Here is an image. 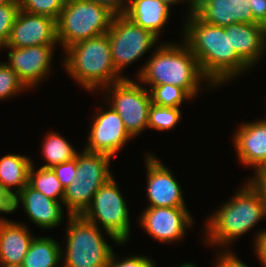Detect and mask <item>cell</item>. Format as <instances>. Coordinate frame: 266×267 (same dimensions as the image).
<instances>
[{
  "mask_svg": "<svg viewBox=\"0 0 266 267\" xmlns=\"http://www.w3.org/2000/svg\"><path fill=\"white\" fill-rule=\"evenodd\" d=\"M186 21L183 41L197 58L202 73L210 81L209 85L223 84L250 68L232 47L225 27L208 24L194 12Z\"/></svg>",
  "mask_w": 266,
  "mask_h": 267,
  "instance_id": "6da1fadb",
  "label": "cell"
},
{
  "mask_svg": "<svg viewBox=\"0 0 266 267\" xmlns=\"http://www.w3.org/2000/svg\"><path fill=\"white\" fill-rule=\"evenodd\" d=\"M142 84H171L183 88L192 98L200 90L201 81L209 79L202 73L197 58L188 46L161 44L138 74Z\"/></svg>",
  "mask_w": 266,
  "mask_h": 267,
  "instance_id": "7a4b0ae2",
  "label": "cell"
},
{
  "mask_svg": "<svg viewBox=\"0 0 266 267\" xmlns=\"http://www.w3.org/2000/svg\"><path fill=\"white\" fill-rule=\"evenodd\" d=\"M206 224L208 244L224 245L248 232L266 216L260 193L247 181L230 201L221 205Z\"/></svg>",
  "mask_w": 266,
  "mask_h": 267,
  "instance_id": "3957f363",
  "label": "cell"
},
{
  "mask_svg": "<svg viewBox=\"0 0 266 267\" xmlns=\"http://www.w3.org/2000/svg\"><path fill=\"white\" fill-rule=\"evenodd\" d=\"M65 51V71L87 90L95 91L100 87L104 89L125 79L113 64L107 33L77 42Z\"/></svg>",
  "mask_w": 266,
  "mask_h": 267,
  "instance_id": "277c9868",
  "label": "cell"
},
{
  "mask_svg": "<svg viewBox=\"0 0 266 267\" xmlns=\"http://www.w3.org/2000/svg\"><path fill=\"white\" fill-rule=\"evenodd\" d=\"M114 13L107 7L88 0H65L57 26V40L64 50L110 29Z\"/></svg>",
  "mask_w": 266,
  "mask_h": 267,
  "instance_id": "5b68a950",
  "label": "cell"
},
{
  "mask_svg": "<svg viewBox=\"0 0 266 267\" xmlns=\"http://www.w3.org/2000/svg\"><path fill=\"white\" fill-rule=\"evenodd\" d=\"M66 254L63 267H108L114 251L102 235L99 225L82 215H67Z\"/></svg>",
  "mask_w": 266,
  "mask_h": 267,
  "instance_id": "8992f818",
  "label": "cell"
},
{
  "mask_svg": "<svg viewBox=\"0 0 266 267\" xmlns=\"http://www.w3.org/2000/svg\"><path fill=\"white\" fill-rule=\"evenodd\" d=\"M111 158L108 154L85 149L77 153L76 176L65 188L63 197L68 215H82L100 187L113 177L109 171Z\"/></svg>",
  "mask_w": 266,
  "mask_h": 267,
  "instance_id": "52a82bcc",
  "label": "cell"
},
{
  "mask_svg": "<svg viewBox=\"0 0 266 267\" xmlns=\"http://www.w3.org/2000/svg\"><path fill=\"white\" fill-rule=\"evenodd\" d=\"M82 216L97 226L101 224L117 244L130 238L129 210L113 177L96 192Z\"/></svg>",
  "mask_w": 266,
  "mask_h": 267,
  "instance_id": "ba28073f",
  "label": "cell"
},
{
  "mask_svg": "<svg viewBox=\"0 0 266 267\" xmlns=\"http://www.w3.org/2000/svg\"><path fill=\"white\" fill-rule=\"evenodd\" d=\"M109 104L122 119L128 133L135 137L148 128L151 94L136 81L125 78L105 87ZM111 99V100H110Z\"/></svg>",
  "mask_w": 266,
  "mask_h": 267,
  "instance_id": "9c48e42d",
  "label": "cell"
},
{
  "mask_svg": "<svg viewBox=\"0 0 266 267\" xmlns=\"http://www.w3.org/2000/svg\"><path fill=\"white\" fill-rule=\"evenodd\" d=\"M112 61L118 73L141 58L159 39L151 31L135 24L124 14L114 15L107 31Z\"/></svg>",
  "mask_w": 266,
  "mask_h": 267,
  "instance_id": "30bf717a",
  "label": "cell"
},
{
  "mask_svg": "<svg viewBox=\"0 0 266 267\" xmlns=\"http://www.w3.org/2000/svg\"><path fill=\"white\" fill-rule=\"evenodd\" d=\"M186 207H147L140 225L149 235L163 243L175 242L193 225V217Z\"/></svg>",
  "mask_w": 266,
  "mask_h": 267,
  "instance_id": "8fae6325",
  "label": "cell"
},
{
  "mask_svg": "<svg viewBox=\"0 0 266 267\" xmlns=\"http://www.w3.org/2000/svg\"><path fill=\"white\" fill-rule=\"evenodd\" d=\"M97 112L88 136V144L84 149L113 156L133 137L111 106L106 111L101 108Z\"/></svg>",
  "mask_w": 266,
  "mask_h": 267,
  "instance_id": "7c38bea8",
  "label": "cell"
},
{
  "mask_svg": "<svg viewBox=\"0 0 266 267\" xmlns=\"http://www.w3.org/2000/svg\"><path fill=\"white\" fill-rule=\"evenodd\" d=\"M56 20L45 15L29 14L19 10L7 44L4 47L55 46Z\"/></svg>",
  "mask_w": 266,
  "mask_h": 267,
  "instance_id": "4fadbf2b",
  "label": "cell"
},
{
  "mask_svg": "<svg viewBox=\"0 0 266 267\" xmlns=\"http://www.w3.org/2000/svg\"><path fill=\"white\" fill-rule=\"evenodd\" d=\"M10 49L6 64L18 74L24 85L31 89L49 74L54 46H30Z\"/></svg>",
  "mask_w": 266,
  "mask_h": 267,
  "instance_id": "5bb4252c",
  "label": "cell"
},
{
  "mask_svg": "<svg viewBox=\"0 0 266 267\" xmlns=\"http://www.w3.org/2000/svg\"><path fill=\"white\" fill-rule=\"evenodd\" d=\"M148 207H186L180 184L172 172L151 154L147 156Z\"/></svg>",
  "mask_w": 266,
  "mask_h": 267,
  "instance_id": "9a60e30c",
  "label": "cell"
},
{
  "mask_svg": "<svg viewBox=\"0 0 266 267\" xmlns=\"http://www.w3.org/2000/svg\"><path fill=\"white\" fill-rule=\"evenodd\" d=\"M250 4L251 0H203L193 12L204 22L220 27L234 23L257 24Z\"/></svg>",
  "mask_w": 266,
  "mask_h": 267,
  "instance_id": "2e32d148",
  "label": "cell"
},
{
  "mask_svg": "<svg viewBox=\"0 0 266 267\" xmlns=\"http://www.w3.org/2000/svg\"><path fill=\"white\" fill-rule=\"evenodd\" d=\"M13 203L14 211L21 203L30 220L40 228L51 229L62 221L63 210L60 201L47 197L29 184L13 197Z\"/></svg>",
  "mask_w": 266,
  "mask_h": 267,
  "instance_id": "e0dca14e",
  "label": "cell"
},
{
  "mask_svg": "<svg viewBox=\"0 0 266 267\" xmlns=\"http://www.w3.org/2000/svg\"><path fill=\"white\" fill-rule=\"evenodd\" d=\"M233 142L242 164L253 166L255 171L266 167V119L242 124Z\"/></svg>",
  "mask_w": 266,
  "mask_h": 267,
  "instance_id": "ac0fdd59",
  "label": "cell"
},
{
  "mask_svg": "<svg viewBox=\"0 0 266 267\" xmlns=\"http://www.w3.org/2000/svg\"><path fill=\"white\" fill-rule=\"evenodd\" d=\"M236 53L252 67L266 50V27L260 24L234 23L225 27Z\"/></svg>",
  "mask_w": 266,
  "mask_h": 267,
  "instance_id": "d6986e66",
  "label": "cell"
},
{
  "mask_svg": "<svg viewBox=\"0 0 266 267\" xmlns=\"http://www.w3.org/2000/svg\"><path fill=\"white\" fill-rule=\"evenodd\" d=\"M34 237L24 224L0 219V264L21 265Z\"/></svg>",
  "mask_w": 266,
  "mask_h": 267,
  "instance_id": "ffe728a7",
  "label": "cell"
},
{
  "mask_svg": "<svg viewBox=\"0 0 266 267\" xmlns=\"http://www.w3.org/2000/svg\"><path fill=\"white\" fill-rule=\"evenodd\" d=\"M169 9L170 6L160 0H129L124 15L141 28L159 37L168 21Z\"/></svg>",
  "mask_w": 266,
  "mask_h": 267,
  "instance_id": "44dd1931",
  "label": "cell"
},
{
  "mask_svg": "<svg viewBox=\"0 0 266 267\" xmlns=\"http://www.w3.org/2000/svg\"><path fill=\"white\" fill-rule=\"evenodd\" d=\"M31 160L24 155L8 154L0 158V186L11 196L28 184ZM12 187H16L15 190Z\"/></svg>",
  "mask_w": 266,
  "mask_h": 267,
  "instance_id": "7402d4cb",
  "label": "cell"
},
{
  "mask_svg": "<svg viewBox=\"0 0 266 267\" xmlns=\"http://www.w3.org/2000/svg\"><path fill=\"white\" fill-rule=\"evenodd\" d=\"M59 243L48 237L34 238L23 259L22 267H56L63 250Z\"/></svg>",
  "mask_w": 266,
  "mask_h": 267,
  "instance_id": "603a6c76",
  "label": "cell"
},
{
  "mask_svg": "<svg viewBox=\"0 0 266 267\" xmlns=\"http://www.w3.org/2000/svg\"><path fill=\"white\" fill-rule=\"evenodd\" d=\"M44 139L41 149L47 161V164L42 166L44 168H52L54 165L71 160L78 153L65 138L56 132L47 133Z\"/></svg>",
  "mask_w": 266,
  "mask_h": 267,
  "instance_id": "cb8c5ba5",
  "label": "cell"
},
{
  "mask_svg": "<svg viewBox=\"0 0 266 267\" xmlns=\"http://www.w3.org/2000/svg\"><path fill=\"white\" fill-rule=\"evenodd\" d=\"M33 166L32 163L29 170L28 184L47 197L63 202L65 189L53 169L41 167L35 172Z\"/></svg>",
  "mask_w": 266,
  "mask_h": 267,
  "instance_id": "d4e9b609",
  "label": "cell"
},
{
  "mask_svg": "<svg viewBox=\"0 0 266 267\" xmlns=\"http://www.w3.org/2000/svg\"><path fill=\"white\" fill-rule=\"evenodd\" d=\"M150 91L152 103L160 106L180 108L184 99L192 98L183 88L171 84L152 86Z\"/></svg>",
  "mask_w": 266,
  "mask_h": 267,
  "instance_id": "484cf974",
  "label": "cell"
},
{
  "mask_svg": "<svg viewBox=\"0 0 266 267\" xmlns=\"http://www.w3.org/2000/svg\"><path fill=\"white\" fill-rule=\"evenodd\" d=\"M181 118L179 108L151 104L149 108L148 127L164 131L173 129Z\"/></svg>",
  "mask_w": 266,
  "mask_h": 267,
  "instance_id": "4316f807",
  "label": "cell"
},
{
  "mask_svg": "<svg viewBox=\"0 0 266 267\" xmlns=\"http://www.w3.org/2000/svg\"><path fill=\"white\" fill-rule=\"evenodd\" d=\"M20 10L35 15H45L58 20L65 0H18Z\"/></svg>",
  "mask_w": 266,
  "mask_h": 267,
  "instance_id": "83f0119b",
  "label": "cell"
},
{
  "mask_svg": "<svg viewBox=\"0 0 266 267\" xmlns=\"http://www.w3.org/2000/svg\"><path fill=\"white\" fill-rule=\"evenodd\" d=\"M27 87L6 63H0V100L23 91Z\"/></svg>",
  "mask_w": 266,
  "mask_h": 267,
  "instance_id": "f1b7e54d",
  "label": "cell"
},
{
  "mask_svg": "<svg viewBox=\"0 0 266 267\" xmlns=\"http://www.w3.org/2000/svg\"><path fill=\"white\" fill-rule=\"evenodd\" d=\"M19 10V4L0 5V49L8 42L11 28Z\"/></svg>",
  "mask_w": 266,
  "mask_h": 267,
  "instance_id": "f546056e",
  "label": "cell"
},
{
  "mask_svg": "<svg viewBox=\"0 0 266 267\" xmlns=\"http://www.w3.org/2000/svg\"><path fill=\"white\" fill-rule=\"evenodd\" d=\"M53 171L56 173L58 180L61 182L64 189L69 186L77 172V154L71 160L64 163L54 165L52 167Z\"/></svg>",
  "mask_w": 266,
  "mask_h": 267,
  "instance_id": "4dcf8cb0",
  "label": "cell"
},
{
  "mask_svg": "<svg viewBox=\"0 0 266 267\" xmlns=\"http://www.w3.org/2000/svg\"><path fill=\"white\" fill-rule=\"evenodd\" d=\"M108 267H156L151 259L145 256L127 257L121 261L116 260V256L112 253Z\"/></svg>",
  "mask_w": 266,
  "mask_h": 267,
  "instance_id": "1f68e13d",
  "label": "cell"
},
{
  "mask_svg": "<svg viewBox=\"0 0 266 267\" xmlns=\"http://www.w3.org/2000/svg\"><path fill=\"white\" fill-rule=\"evenodd\" d=\"M255 176L249 183L260 193L262 201L266 205V167L259 168L255 171Z\"/></svg>",
  "mask_w": 266,
  "mask_h": 267,
  "instance_id": "d6a6232c",
  "label": "cell"
},
{
  "mask_svg": "<svg viewBox=\"0 0 266 267\" xmlns=\"http://www.w3.org/2000/svg\"><path fill=\"white\" fill-rule=\"evenodd\" d=\"M253 20L266 27V0H251Z\"/></svg>",
  "mask_w": 266,
  "mask_h": 267,
  "instance_id": "836d02e7",
  "label": "cell"
},
{
  "mask_svg": "<svg viewBox=\"0 0 266 267\" xmlns=\"http://www.w3.org/2000/svg\"><path fill=\"white\" fill-rule=\"evenodd\" d=\"M216 261L215 267H248L244 262L239 260L235 254L231 253V251L223 252Z\"/></svg>",
  "mask_w": 266,
  "mask_h": 267,
  "instance_id": "e575fe53",
  "label": "cell"
},
{
  "mask_svg": "<svg viewBox=\"0 0 266 267\" xmlns=\"http://www.w3.org/2000/svg\"><path fill=\"white\" fill-rule=\"evenodd\" d=\"M88 1H92L107 7L115 15L125 14L129 4V0H88ZM124 1H126L125 4Z\"/></svg>",
  "mask_w": 266,
  "mask_h": 267,
  "instance_id": "d590c367",
  "label": "cell"
},
{
  "mask_svg": "<svg viewBox=\"0 0 266 267\" xmlns=\"http://www.w3.org/2000/svg\"><path fill=\"white\" fill-rule=\"evenodd\" d=\"M255 243V251L257 253V257H259L262 265L266 267V230L259 231L258 235L256 234Z\"/></svg>",
  "mask_w": 266,
  "mask_h": 267,
  "instance_id": "8d00e7d4",
  "label": "cell"
},
{
  "mask_svg": "<svg viewBox=\"0 0 266 267\" xmlns=\"http://www.w3.org/2000/svg\"><path fill=\"white\" fill-rule=\"evenodd\" d=\"M14 212L13 196L4 191L0 186V213Z\"/></svg>",
  "mask_w": 266,
  "mask_h": 267,
  "instance_id": "74e56055",
  "label": "cell"
},
{
  "mask_svg": "<svg viewBox=\"0 0 266 267\" xmlns=\"http://www.w3.org/2000/svg\"><path fill=\"white\" fill-rule=\"evenodd\" d=\"M190 3L189 13L191 14L193 10L203 1V0H186Z\"/></svg>",
  "mask_w": 266,
  "mask_h": 267,
  "instance_id": "f35d334b",
  "label": "cell"
},
{
  "mask_svg": "<svg viewBox=\"0 0 266 267\" xmlns=\"http://www.w3.org/2000/svg\"><path fill=\"white\" fill-rule=\"evenodd\" d=\"M5 4H19L18 0H0V5Z\"/></svg>",
  "mask_w": 266,
  "mask_h": 267,
  "instance_id": "ab89813d",
  "label": "cell"
},
{
  "mask_svg": "<svg viewBox=\"0 0 266 267\" xmlns=\"http://www.w3.org/2000/svg\"><path fill=\"white\" fill-rule=\"evenodd\" d=\"M163 3H166L168 6L179 3L183 0H160Z\"/></svg>",
  "mask_w": 266,
  "mask_h": 267,
  "instance_id": "60d3db41",
  "label": "cell"
},
{
  "mask_svg": "<svg viewBox=\"0 0 266 267\" xmlns=\"http://www.w3.org/2000/svg\"><path fill=\"white\" fill-rule=\"evenodd\" d=\"M0 267H22L21 265H13V264H0Z\"/></svg>",
  "mask_w": 266,
  "mask_h": 267,
  "instance_id": "b9f144b4",
  "label": "cell"
},
{
  "mask_svg": "<svg viewBox=\"0 0 266 267\" xmlns=\"http://www.w3.org/2000/svg\"><path fill=\"white\" fill-rule=\"evenodd\" d=\"M179 267H196V266L193 265V264H190V263H185V264H183V265H181Z\"/></svg>",
  "mask_w": 266,
  "mask_h": 267,
  "instance_id": "7bdbcfd3",
  "label": "cell"
}]
</instances>
